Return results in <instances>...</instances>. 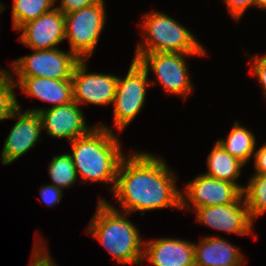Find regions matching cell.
Returning <instances> with one entry per match:
<instances>
[{"mask_svg":"<svg viewBox=\"0 0 266 266\" xmlns=\"http://www.w3.org/2000/svg\"><path fill=\"white\" fill-rule=\"evenodd\" d=\"M119 165L113 194L128 214L167 207L181 209V193L166 162L148 152H133Z\"/></svg>","mask_w":266,"mask_h":266,"instance_id":"6da1fadb","label":"cell"},{"mask_svg":"<svg viewBox=\"0 0 266 266\" xmlns=\"http://www.w3.org/2000/svg\"><path fill=\"white\" fill-rule=\"evenodd\" d=\"M70 154L77 176L85 182L111 183L113 190L119 165L125 157L119 138L107 126L97 125L86 135L70 142Z\"/></svg>","mask_w":266,"mask_h":266,"instance_id":"7a4b0ae2","label":"cell"},{"mask_svg":"<svg viewBox=\"0 0 266 266\" xmlns=\"http://www.w3.org/2000/svg\"><path fill=\"white\" fill-rule=\"evenodd\" d=\"M117 210L100 197L95 215L89 224V233L118 263L141 265L144 259V242L135 225L125 219L128 213L121 214Z\"/></svg>","mask_w":266,"mask_h":266,"instance_id":"3957f363","label":"cell"},{"mask_svg":"<svg viewBox=\"0 0 266 266\" xmlns=\"http://www.w3.org/2000/svg\"><path fill=\"white\" fill-rule=\"evenodd\" d=\"M143 20L145 42L138 43L133 60L152 52L206 54L203 45L187 28L163 12L152 11L145 14Z\"/></svg>","mask_w":266,"mask_h":266,"instance_id":"277c9868","label":"cell"},{"mask_svg":"<svg viewBox=\"0 0 266 266\" xmlns=\"http://www.w3.org/2000/svg\"><path fill=\"white\" fill-rule=\"evenodd\" d=\"M104 7L101 2L64 15L65 39L79 60H87L96 48L106 23Z\"/></svg>","mask_w":266,"mask_h":266,"instance_id":"5b68a950","label":"cell"},{"mask_svg":"<svg viewBox=\"0 0 266 266\" xmlns=\"http://www.w3.org/2000/svg\"><path fill=\"white\" fill-rule=\"evenodd\" d=\"M148 72L133 60L125 78L118 77L114 98V126L121 132L135 118L144 106Z\"/></svg>","mask_w":266,"mask_h":266,"instance_id":"8992f818","label":"cell"},{"mask_svg":"<svg viewBox=\"0 0 266 266\" xmlns=\"http://www.w3.org/2000/svg\"><path fill=\"white\" fill-rule=\"evenodd\" d=\"M206 54H183L170 52H152L142 54L137 61L149 73L152 69L164 91L180 95L186 99L193 86L190 81L188 65L184 56Z\"/></svg>","mask_w":266,"mask_h":266,"instance_id":"52a82bcc","label":"cell"},{"mask_svg":"<svg viewBox=\"0 0 266 266\" xmlns=\"http://www.w3.org/2000/svg\"><path fill=\"white\" fill-rule=\"evenodd\" d=\"M33 54L12 62L11 70L18 77H42L49 79H71L79 59L71 52L59 48L33 50Z\"/></svg>","mask_w":266,"mask_h":266,"instance_id":"ba28073f","label":"cell"},{"mask_svg":"<svg viewBox=\"0 0 266 266\" xmlns=\"http://www.w3.org/2000/svg\"><path fill=\"white\" fill-rule=\"evenodd\" d=\"M181 195V209L185 210L189 209L190 204L197 209L238 202L243 197L242 189L237 184L210 177L205 173L190 181Z\"/></svg>","mask_w":266,"mask_h":266,"instance_id":"9c48e42d","label":"cell"},{"mask_svg":"<svg viewBox=\"0 0 266 266\" xmlns=\"http://www.w3.org/2000/svg\"><path fill=\"white\" fill-rule=\"evenodd\" d=\"M86 60H79L72 72L73 100L79 105H108L114 102L118 76L88 73Z\"/></svg>","mask_w":266,"mask_h":266,"instance_id":"30bf717a","label":"cell"},{"mask_svg":"<svg viewBox=\"0 0 266 266\" xmlns=\"http://www.w3.org/2000/svg\"><path fill=\"white\" fill-rule=\"evenodd\" d=\"M17 102V108L9 118L18 119L5 139L1 160L3 165L13 163L20 156L35 146L39 140L42 129V121L39 113L21 112Z\"/></svg>","mask_w":266,"mask_h":266,"instance_id":"8fae6325","label":"cell"},{"mask_svg":"<svg viewBox=\"0 0 266 266\" xmlns=\"http://www.w3.org/2000/svg\"><path fill=\"white\" fill-rule=\"evenodd\" d=\"M80 105L74 100L57 107L30 109L27 111L40 114L42 127L47 134L55 138H68L73 141L88 134L94 127L88 128Z\"/></svg>","mask_w":266,"mask_h":266,"instance_id":"7c38bea8","label":"cell"},{"mask_svg":"<svg viewBox=\"0 0 266 266\" xmlns=\"http://www.w3.org/2000/svg\"><path fill=\"white\" fill-rule=\"evenodd\" d=\"M197 222L218 231L247 235L252 231L253 221L242 197L238 202L197 208Z\"/></svg>","mask_w":266,"mask_h":266,"instance_id":"4fadbf2b","label":"cell"},{"mask_svg":"<svg viewBox=\"0 0 266 266\" xmlns=\"http://www.w3.org/2000/svg\"><path fill=\"white\" fill-rule=\"evenodd\" d=\"M19 40L32 50H47L57 48L56 45L65 40L64 15L53 7L47 13L39 16L23 26Z\"/></svg>","mask_w":266,"mask_h":266,"instance_id":"5bb4252c","label":"cell"},{"mask_svg":"<svg viewBox=\"0 0 266 266\" xmlns=\"http://www.w3.org/2000/svg\"><path fill=\"white\" fill-rule=\"evenodd\" d=\"M143 258L153 266H192L195 264L194 243L174 239L158 238L147 241Z\"/></svg>","mask_w":266,"mask_h":266,"instance_id":"9a60e30c","label":"cell"},{"mask_svg":"<svg viewBox=\"0 0 266 266\" xmlns=\"http://www.w3.org/2000/svg\"><path fill=\"white\" fill-rule=\"evenodd\" d=\"M13 82L15 87L22 88V92L40 100L53 103L57 107L73 101L71 79H49L42 77H17Z\"/></svg>","mask_w":266,"mask_h":266,"instance_id":"2e32d148","label":"cell"},{"mask_svg":"<svg viewBox=\"0 0 266 266\" xmlns=\"http://www.w3.org/2000/svg\"><path fill=\"white\" fill-rule=\"evenodd\" d=\"M195 264L197 266H242L243 256L237 247L220 237L201 238L194 243Z\"/></svg>","mask_w":266,"mask_h":266,"instance_id":"e0dca14e","label":"cell"},{"mask_svg":"<svg viewBox=\"0 0 266 266\" xmlns=\"http://www.w3.org/2000/svg\"><path fill=\"white\" fill-rule=\"evenodd\" d=\"M245 164L228 153L219 143H215L207 157L208 172L206 175L237 184L242 190L243 186L236 182Z\"/></svg>","mask_w":266,"mask_h":266,"instance_id":"ac0fdd59","label":"cell"},{"mask_svg":"<svg viewBox=\"0 0 266 266\" xmlns=\"http://www.w3.org/2000/svg\"><path fill=\"white\" fill-rule=\"evenodd\" d=\"M217 143L232 156L246 164L254 154L256 138L249 129L241 126L240 123L236 121L227 139H220Z\"/></svg>","mask_w":266,"mask_h":266,"instance_id":"d6986e66","label":"cell"},{"mask_svg":"<svg viewBox=\"0 0 266 266\" xmlns=\"http://www.w3.org/2000/svg\"><path fill=\"white\" fill-rule=\"evenodd\" d=\"M55 2L56 0H13V28L18 30L24 24L49 12Z\"/></svg>","mask_w":266,"mask_h":266,"instance_id":"ffe728a7","label":"cell"},{"mask_svg":"<svg viewBox=\"0 0 266 266\" xmlns=\"http://www.w3.org/2000/svg\"><path fill=\"white\" fill-rule=\"evenodd\" d=\"M242 196L252 221L266 212V175L254 174L243 187Z\"/></svg>","mask_w":266,"mask_h":266,"instance_id":"44dd1931","label":"cell"},{"mask_svg":"<svg viewBox=\"0 0 266 266\" xmlns=\"http://www.w3.org/2000/svg\"><path fill=\"white\" fill-rule=\"evenodd\" d=\"M48 168L52 185L62 189L77 183L78 176L70 153L54 156Z\"/></svg>","mask_w":266,"mask_h":266,"instance_id":"7402d4cb","label":"cell"},{"mask_svg":"<svg viewBox=\"0 0 266 266\" xmlns=\"http://www.w3.org/2000/svg\"><path fill=\"white\" fill-rule=\"evenodd\" d=\"M10 73V69H0V122L8 119L17 108V99L14 92L16 87Z\"/></svg>","mask_w":266,"mask_h":266,"instance_id":"603a6c76","label":"cell"},{"mask_svg":"<svg viewBox=\"0 0 266 266\" xmlns=\"http://www.w3.org/2000/svg\"><path fill=\"white\" fill-rule=\"evenodd\" d=\"M33 257L31 258V263L29 266H57L56 263H53L49 250L45 248V245H42V242L36 244L33 248Z\"/></svg>","mask_w":266,"mask_h":266,"instance_id":"cb8c5ba5","label":"cell"},{"mask_svg":"<svg viewBox=\"0 0 266 266\" xmlns=\"http://www.w3.org/2000/svg\"><path fill=\"white\" fill-rule=\"evenodd\" d=\"M104 2V0H61L58 7H56L63 15L78 11L84 7L91 6L96 3Z\"/></svg>","mask_w":266,"mask_h":266,"instance_id":"d4e9b609","label":"cell"},{"mask_svg":"<svg viewBox=\"0 0 266 266\" xmlns=\"http://www.w3.org/2000/svg\"><path fill=\"white\" fill-rule=\"evenodd\" d=\"M250 61L252 62L250 73L253 72V75L258 78L266 96V55L256 58L251 57Z\"/></svg>","mask_w":266,"mask_h":266,"instance_id":"484cf974","label":"cell"},{"mask_svg":"<svg viewBox=\"0 0 266 266\" xmlns=\"http://www.w3.org/2000/svg\"><path fill=\"white\" fill-rule=\"evenodd\" d=\"M63 189L58 188L52 184L41 186L40 190V197L43 203H45L48 206H53L58 204L62 194Z\"/></svg>","mask_w":266,"mask_h":266,"instance_id":"4316f807","label":"cell"},{"mask_svg":"<svg viewBox=\"0 0 266 266\" xmlns=\"http://www.w3.org/2000/svg\"><path fill=\"white\" fill-rule=\"evenodd\" d=\"M229 13L239 20L249 6H255L256 0H224Z\"/></svg>","mask_w":266,"mask_h":266,"instance_id":"83f0119b","label":"cell"},{"mask_svg":"<svg viewBox=\"0 0 266 266\" xmlns=\"http://www.w3.org/2000/svg\"><path fill=\"white\" fill-rule=\"evenodd\" d=\"M255 174L266 175V143L254 153Z\"/></svg>","mask_w":266,"mask_h":266,"instance_id":"f1b7e54d","label":"cell"},{"mask_svg":"<svg viewBox=\"0 0 266 266\" xmlns=\"http://www.w3.org/2000/svg\"><path fill=\"white\" fill-rule=\"evenodd\" d=\"M266 9V0H256L255 7Z\"/></svg>","mask_w":266,"mask_h":266,"instance_id":"f546056e","label":"cell"},{"mask_svg":"<svg viewBox=\"0 0 266 266\" xmlns=\"http://www.w3.org/2000/svg\"><path fill=\"white\" fill-rule=\"evenodd\" d=\"M0 6L3 8V10L5 9V6H4V5H2V4H1V2H0ZM3 6H4V7H3Z\"/></svg>","mask_w":266,"mask_h":266,"instance_id":"4dcf8cb0","label":"cell"},{"mask_svg":"<svg viewBox=\"0 0 266 266\" xmlns=\"http://www.w3.org/2000/svg\"><path fill=\"white\" fill-rule=\"evenodd\" d=\"M2 11H3V8L0 6V14H1Z\"/></svg>","mask_w":266,"mask_h":266,"instance_id":"1f68e13d","label":"cell"}]
</instances>
